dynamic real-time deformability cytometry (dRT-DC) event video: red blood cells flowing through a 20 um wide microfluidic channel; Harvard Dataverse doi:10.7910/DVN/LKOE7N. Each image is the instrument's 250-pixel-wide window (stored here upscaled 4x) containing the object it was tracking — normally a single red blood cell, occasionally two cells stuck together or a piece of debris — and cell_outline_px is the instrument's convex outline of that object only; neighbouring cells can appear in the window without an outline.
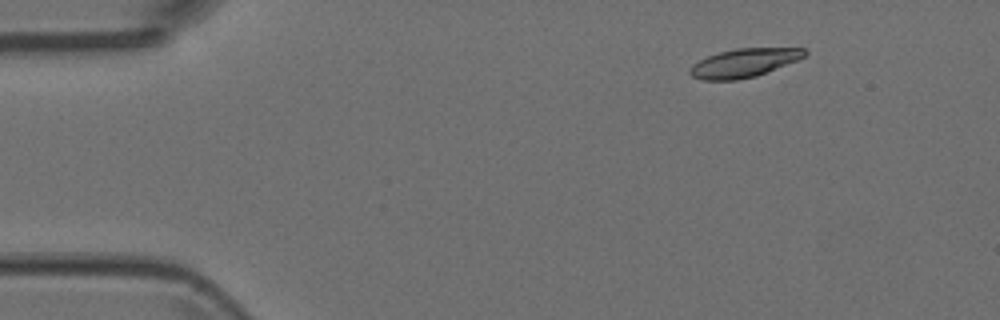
{"species": "Egyptian fruit bat (a non-hibernating species)", "species_latin": "Rousettus aegyptiacus", "temperature_condition": "room temperature", "stored_images_in_passage": 4, "camera_frame_rate_fps": 3000, "um_per_image_px": 0.085, "animal": {"sex": "female"}, "frame": {"image": 1, "passage_image": 2, "time_ms": 0.333, "image_size_px": [1000, 320], "cell_outline_px": [[808, 52], [804, 56], [796, 60], [756, 76], [736, 80], [700, 80], [692, 76], [688, 72], [688, 68], [692, 64], [708, 56], [720, 52], [736, 48], [804, 48]], "centroid_in_image_um": [63.18, 5.35], "position_along_channel_um": 21.8, "area_um2": 18.96}}